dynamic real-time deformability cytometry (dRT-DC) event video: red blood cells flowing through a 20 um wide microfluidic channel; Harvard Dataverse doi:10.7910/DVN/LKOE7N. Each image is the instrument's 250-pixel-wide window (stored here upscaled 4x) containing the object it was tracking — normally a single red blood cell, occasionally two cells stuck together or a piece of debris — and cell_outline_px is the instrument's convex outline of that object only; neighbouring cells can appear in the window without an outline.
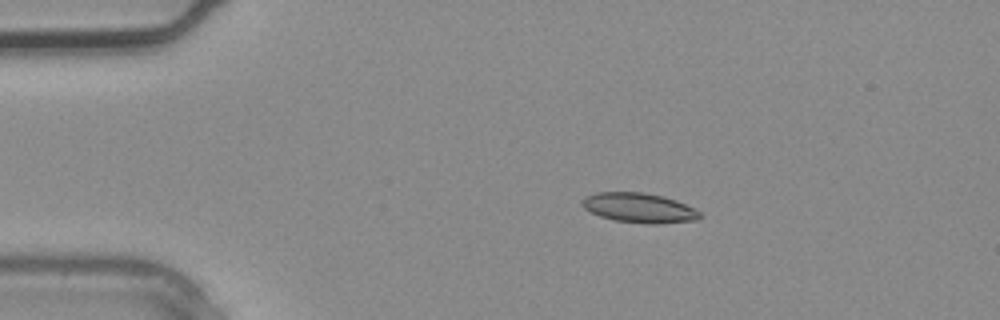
{"species": "common noctule bat (a hibernating species)", "species_latin": "Nyctalus noctula", "temperature_condition": "warm", "stored_images_in_passage": 2, "camera_frame_rate_fps": 3000, "um_per_image_px": 0.085, "animal": {"sex": "male", "body_mass_g": 20.4}, "frame": {"image": 1, "passage_image": 1, "time_ms": 0.0, "image_size_px": [1000, 320], "cell_outline_px": [[704, 216], [700, 220], [656, 224], [644, 224], [616, 220], [600, 216], [584, 208], [580, 204], [580, 200], [596, 192], [640, 192], [664, 196], [676, 200], [696, 208]], "centroid_in_image_um": [54.39, 17.67], "position_along_channel_um": 30.6, "area_um2": 20.63}}
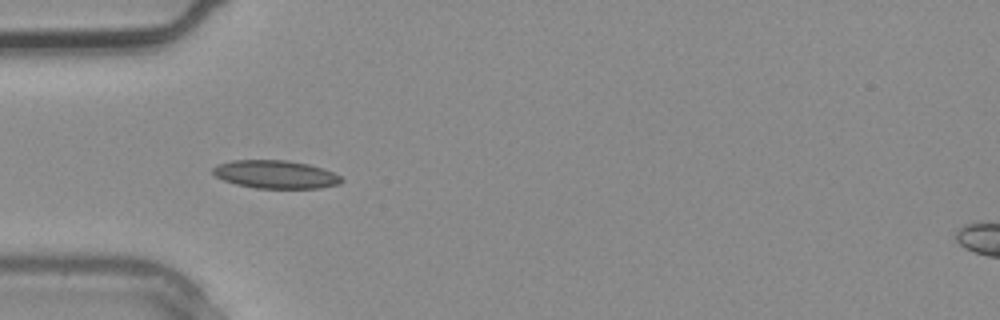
{"frame": {"image": 2, "passage_image": 2, "time_ms": 0.333, "image_size_px": [1000, 320], "cell_outline_px": [[344, 180], [340, 184], [320, 188], [256, 188], [236, 184], [224, 180], [216, 176], [212, 172], [212, 168], [216, 164], [232, 160], [288, 160], [308, 164], [332, 172], [340, 176]], "centroid_in_image_um": [23.4, 14.82], "position_along_channel_um": 61.6, "area_um2": 21.04}}